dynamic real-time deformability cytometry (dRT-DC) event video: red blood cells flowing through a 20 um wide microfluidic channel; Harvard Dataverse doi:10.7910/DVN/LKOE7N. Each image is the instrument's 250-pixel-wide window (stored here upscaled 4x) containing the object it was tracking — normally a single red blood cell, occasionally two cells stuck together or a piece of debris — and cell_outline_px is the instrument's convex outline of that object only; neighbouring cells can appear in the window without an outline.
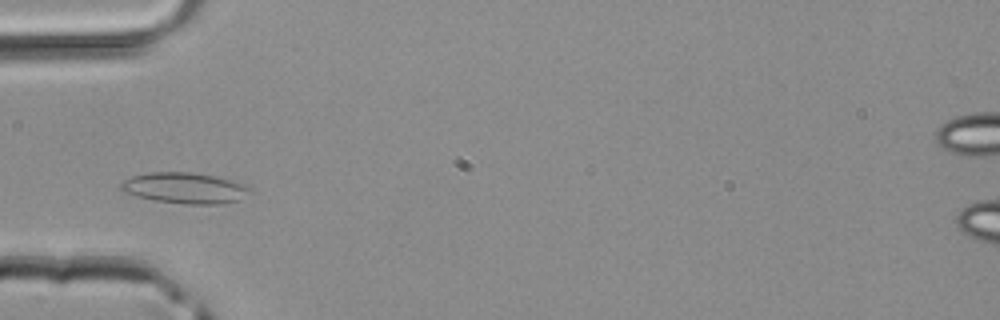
{"species": "common noctule bat (a hibernating species)", "species_latin": "Nyctalus noctula", "temperature_condition": "room temperature", "stored_images_in_passage": 28, "camera_frame_rate_fps": 3000, "um_per_image_px": 0.085, "animal": {"sex": "male", "body_mass_g": 20.4}, "frame": {"image": 1, "passage_image": 7, "time_ms": 2.0, "image_size_px": [1000, 320], "cell_outline_px": [[252, 192], [240, 200], [216, 204], [188, 204], [152, 200], [136, 196], [124, 192], [120, 188], [120, 184], [124, 180], [132, 176], [148, 172], [192, 172], [216, 176], [244, 184], [252, 188]], "centroid_in_image_um": [15.72, 15.98], "position_along_channel_um": 69.3, "area_um2": 23.35}}
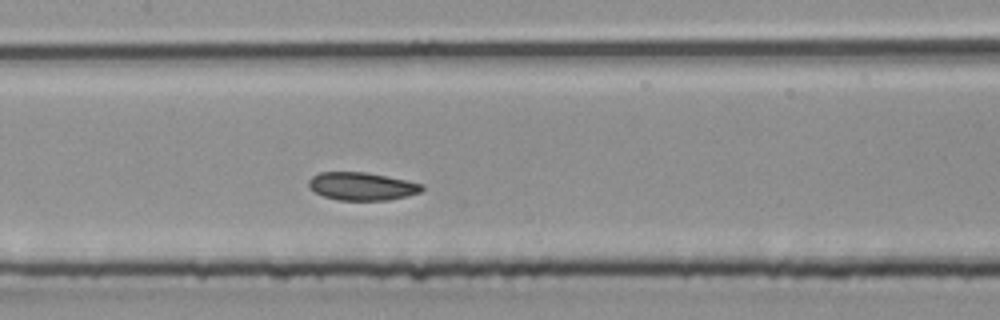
{"frame": {"image": 2, "passage_image": 14, "time_ms": 4.333, "image_size_px": [1000, 320], "cell_outline_px": [[424, 188], [420, 192], [408, 196], [388, 200], [336, 200], [324, 196], [316, 192], [308, 184], [308, 180], [312, 176], [320, 172], [364, 172], [388, 176], [424, 184]], "centroid_in_image_um": [30.79, 15.83], "position_along_channel_um": 176.6, "area_um2": 18.44}}
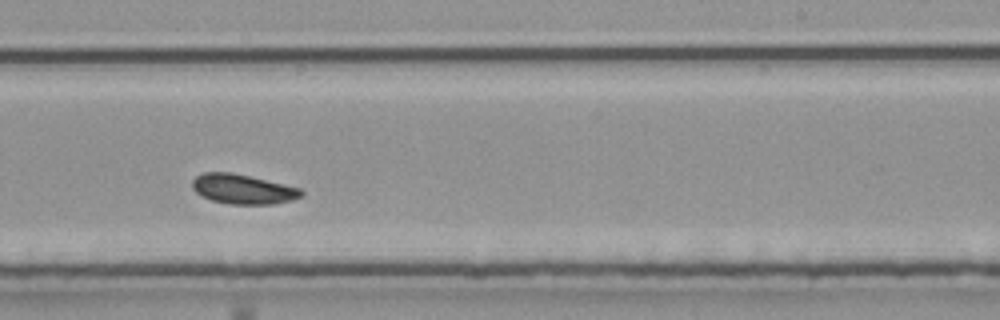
{"frame": {"image": 3, "passage_image": 20, "time_ms": 6.333, "image_size_px": [1000, 320], "cell_outline_px": [[304, 192], [300, 196], [292, 200], [276, 204], [228, 204], [212, 200], [200, 196], [192, 188], [192, 180], [196, 176], [204, 172], [232, 172], [300, 188]], "centroid_in_image_um": [20.61, 16.08], "position_along_channel_um": 268.4, "area_um2": 18.84}}